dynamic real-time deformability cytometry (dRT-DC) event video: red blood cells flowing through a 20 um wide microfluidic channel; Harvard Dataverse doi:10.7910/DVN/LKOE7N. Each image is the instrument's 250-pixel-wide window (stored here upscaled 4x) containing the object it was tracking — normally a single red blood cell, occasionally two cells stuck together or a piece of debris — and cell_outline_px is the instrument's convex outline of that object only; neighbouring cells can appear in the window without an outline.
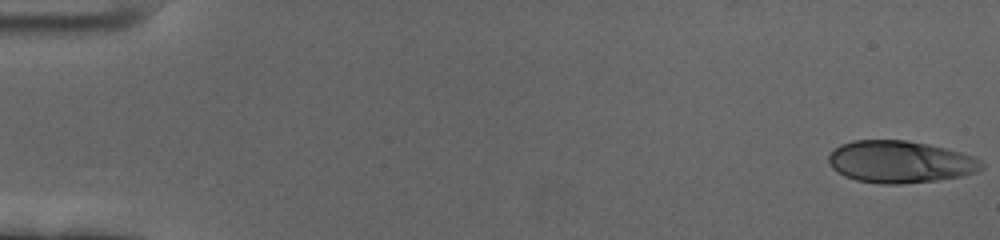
{"species": "human", "species_latin": "Homo sapiens", "temperature_condition": "cold", "stored_images_in_passage": 59, "camera_frame_rate_fps": 3000, "um_per_image_px": 0.085, "donor": {"sex": "female"}, "frame": {"image": 1, "passage_image": 1, "time_ms": 0.0, "image_size_px": [1000, 240], "cell_outline_px": [[984, 168], [976, 172], [964, 176], [936, 180], [900, 184], [880, 184], [856, 180], [844, 176], [836, 172], [832, 168], [828, 160], [828, 156], [840, 144], [852, 140], [904, 140], [928, 144], [960, 152], [984, 160]], "centroid_in_image_um": [76.52, 13.76], "position_along_channel_um": 8.5, "area_um2": 37.74}}
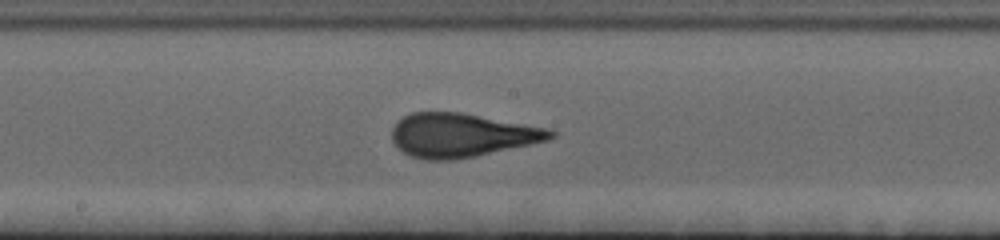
{"frame": {"image": 2, "passage_image": 32, "time_ms": 10.333, "image_size_px": [1000, 240], "cell_outline_px": [[556, 136], [548, 140], [532, 144], [476, 156], [456, 160], [424, 160], [412, 156], [396, 148], [392, 140], [392, 128], [404, 116], [412, 112], [460, 112], [548, 128], [556, 132]], "centroid_in_image_um": [39.24, 11.5], "position_along_channel_um": 209.0, "area_um2": 40.52}}
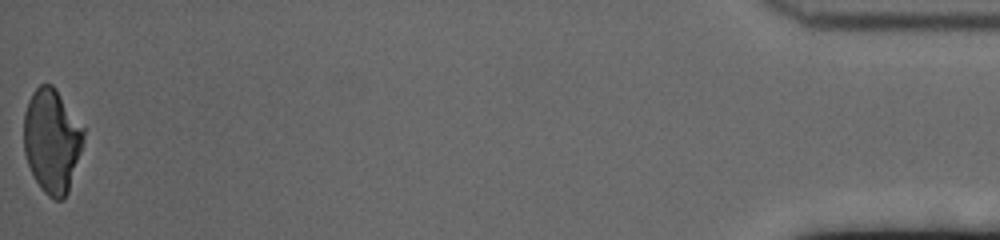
{"frame": {"image": 3, "passage_image": 59, "time_ms": 19.333, "image_size_px": [1000, 240], "cell_outline_px": [[84, 136], [80, 152], [68, 192], [64, 200], [56, 200], [48, 196], [40, 188], [28, 164], [24, 152], [24, 112], [28, 100], [32, 92], [40, 84], [52, 84], [56, 88], [84, 128]], "centroid_in_image_um": [4.4, 11.95], "position_along_channel_um": 430.8, "area_um2": 36.13}, "authors_computed_cell_mechanics": {"area_um2": 38.726, "velocity_mm_per_s": 3.4545, "shape_relaxation_time_tau1_ms": 5.709, "shape_relaxation_time_tau2_ms": 0.7051, "deformation_change_tau1": 0.1843, "deformation_change_tau2": 0.0714}}